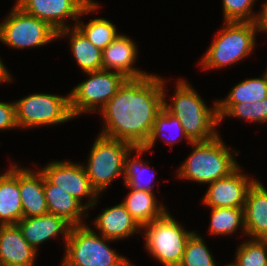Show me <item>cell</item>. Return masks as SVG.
<instances>
[{"label":"cell","mask_w":267,"mask_h":266,"mask_svg":"<svg viewBox=\"0 0 267 266\" xmlns=\"http://www.w3.org/2000/svg\"><path fill=\"white\" fill-rule=\"evenodd\" d=\"M136 152V154H134ZM147 151L143 147H134L125 157L123 184L135 190L154 192L155 172L148 162L141 159ZM131 154H134L133 158ZM153 171V172H151ZM149 172V173H148ZM148 174V175H147Z\"/></svg>","instance_id":"24"},{"label":"cell","mask_w":267,"mask_h":266,"mask_svg":"<svg viewBox=\"0 0 267 266\" xmlns=\"http://www.w3.org/2000/svg\"><path fill=\"white\" fill-rule=\"evenodd\" d=\"M0 23V42L14 49L37 48L58 40V32L48 23L13 5Z\"/></svg>","instance_id":"10"},{"label":"cell","mask_w":267,"mask_h":266,"mask_svg":"<svg viewBox=\"0 0 267 266\" xmlns=\"http://www.w3.org/2000/svg\"><path fill=\"white\" fill-rule=\"evenodd\" d=\"M44 191L48 212L64 218L72 226L84 225L88 209L71 194L51 184L44 177ZM87 211V212H86Z\"/></svg>","instance_id":"21"},{"label":"cell","mask_w":267,"mask_h":266,"mask_svg":"<svg viewBox=\"0 0 267 266\" xmlns=\"http://www.w3.org/2000/svg\"><path fill=\"white\" fill-rule=\"evenodd\" d=\"M235 254L232 266H267V240L246 239Z\"/></svg>","instance_id":"30"},{"label":"cell","mask_w":267,"mask_h":266,"mask_svg":"<svg viewBox=\"0 0 267 266\" xmlns=\"http://www.w3.org/2000/svg\"><path fill=\"white\" fill-rule=\"evenodd\" d=\"M13 81V77L9 71L8 68H6V65H4L1 57H0V84L2 83H10Z\"/></svg>","instance_id":"35"},{"label":"cell","mask_w":267,"mask_h":266,"mask_svg":"<svg viewBox=\"0 0 267 266\" xmlns=\"http://www.w3.org/2000/svg\"><path fill=\"white\" fill-rule=\"evenodd\" d=\"M167 80L163 77L164 103L163 107L173 116L180 119L186 136L192 141H208L219 135L217 127L220 124L217 101L212 108L207 106L200 94L188 84L187 80L179 78L174 87V95L167 102Z\"/></svg>","instance_id":"2"},{"label":"cell","mask_w":267,"mask_h":266,"mask_svg":"<svg viewBox=\"0 0 267 266\" xmlns=\"http://www.w3.org/2000/svg\"><path fill=\"white\" fill-rule=\"evenodd\" d=\"M263 74L266 76V78H267V67H266V69H265V71L263 72Z\"/></svg>","instance_id":"36"},{"label":"cell","mask_w":267,"mask_h":266,"mask_svg":"<svg viewBox=\"0 0 267 266\" xmlns=\"http://www.w3.org/2000/svg\"><path fill=\"white\" fill-rule=\"evenodd\" d=\"M163 103V77L127 79L99 111L104 123L99 134L143 147Z\"/></svg>","instance_id":"1"},{"label":"cell","mask_w":267,"mask_h":266,"mask_svg":"<svg viewBox=\"0 0 267 266\" xmlns=\"http://www.w3.org/2000/svg\"><path fill=\"white\" fill-rule=\"evenodd\" d=\"M18 128L14 100L11 102L0 101V131Z\"/></svg>","instance_id":"33"},{"label":"cell","mask_w":267,"mask_h":266,"mask_svg":"<svg viewBox=\"0 0 267 266\" xmlns=\"http://www.w3.org/2000/svg\"><path fill=\"white\" fill-rule=\"evenodd\" d=\"M93 222L96 232L98 230L100 235L113 241L128 239L134 234H142L140 231L142 227L122 202L113 207H105Z\"/></svg>","instance_id":"17"},{"label":"cell","mask_w":267,"mask_h":266,"mask_svg":"<svg viewBox=\"0 0 267 266\" xmlns=\"http://www.w3.org/2000/svg\"><path fill=\"white\" fill-rule=\"evenodd\" d=\"M124 186L130 190L122 203L141 227L161 218L169 211L167 206L162 204L161 201L160 204L158 203V198H156L154 192L135 190L127 187L125 184Z\"/></svg>","instance_id":"23"},{"label":"cell","mask_w":267,"mask_h":266,"mask_svg":"<svg viewBox=\"0 0 267 266\" xmlns=\"http://www.w3.org/2000/svg\"><path fill=\"white\" fill-rule=\"evenodd\" d=\"M8 168L0 174V225H17L24 217L19 190V163L13 162Z\"/></svg>","instance_id":"20"},{"label":"cell","mask_w":267,"mask_h":266,"mask_svg":"<svg viewBox=\"0 0 267 266\" xmlns=\"http://www.w3.org/2000/svg\"><path fill=\"white\" fill-rule=\"evenodd\" d=\"M199 64L200 69L215 70L238 64L256 48L255 22L224 21Z\"/></svg>","instance_id":"4"},{"label":"cell","mask_w":267,"mask_h":266,"mask_svg":"<svg viewBox=\"0 0 267 266\" xmlns=\"http://www.w3.org/2000/svg\"><path fill=\"white\" fill-rule=\"evenodd\" d=\"M40 171L51 184L71 194L88 210L97 206L100 195L91 185L83 163L54 160L47 163ZM84 198L86 200L88 198L86 203H83Z\"/></svg>","instance_id":"12"},{"label":"cell","mask_w":267,"mask_h":266,"mask_svg":"<svg viewBox=\"0 0 267 266\" xmlns=\"http://www.w3.org/2000/svg\"><path fill=\"white\" fill-rule=\"evenodd\" d=\"M37 170L19 166V190L24 217L48 214L44 191V175Z\"/></svg>","instance_id":"19"},{"label":"cell","mask_w":267,"mask_h":266,"mask_svg":"<svg viewBox=\"0 0 267 266\" xmlns=\"http://www.w3.org/2000/svg\"><path fill=\"white\" fill-rule=\"evenodd\" d=\"M211 209L209 234L213 236H229L239 229L243 236L246 235L244 225V208H209Z\"/></svg>","instance_id":"26"},{"label":"cell","mask_w":267,"mask_h":266,"mask_svg":"<svg viewBox=\"0 0 267 266\" xmlns=\"http://www.w3.org/2000/svg\"><path fill=\"white\" fill-rule=\"evenodd\" d=\"M190 145L193 150L177 168L176 178L205 185L229 176L240 166L233 156L240 151L229 148L220 134L211 140L191 142Z\"/></svg>","instance_id":"3"},{"label":"cell","mask_w":267,"mask_h":266,"mask_svg":"<svg viewBox=\"0 0 267 266\" xmlns=\"http://www.w3.org/2000/svg\"><path fill=\"white\" fill-rule=\"evenodd\" d=\"M75 26L95 47L102 51L118 36L117 26L111 20L102 17H96L88 23H83L79 17Z\"/></svg>","instance_id":"29"},{"label":"cell","mask_w":267,"mask_h":266,"mask_svg":"<svg viewBox=\"0 0 267 266\" xmlns=\"http://www.w3.org/2000/svg\"><path fill=\"white\" fill-rule=\"evenodd\" d=\"M114 242L95 232L87 224L72 226L64 244L60 266H134L108 243Z\"/></svg>","instance_id":"5"},{"label":"cell","mask_w":267,"mask_h":266,"mask_svg":"<svg viewBox=\"0 0 267 266\" xmlns=\"http://www.w3.org/2000/svg\"><path fill=\"white\" fill-rule=\"evenodd\" d=\"M137 46L130 36L118 34L102 51L103 69L119 72L128 79H137L150 74L134 66L139 57Z\"/></svg>","instance_id":"14"},{"label":"cell","mask_w":267,"mask_h":266,"mask_svg":"<svg viewBox=\"0 0 267 266\" xmlns=\"http://www.w3.org/2000/svg\"><path fill=\"white\" fill-rule=\"evenodd\" d=\"M256 0H222L224 21L254 22ZM255 12V13H254Z\"/></svg>","instance_id":"32"},{"label":"cell","mask_w":267,"mask_h":266,"mask_svg":"<svg viewBox=\"0 0 267 266\" xmlns=\"http://www.w3.org/2000/svg\"><path fill=\"white\" fill-rule=\"evenodd\" d=\"M174 132V136L169 137V133L167 132ZM168 135H167V134ZM166 134V135H165ZM162 139L165 144L170 145L173 147L176 145L177 142L181 140L187 141V143H191L192 141L186 136L183 126L181 125L180 119L178 117L173 116L170 114L164 107L161 109L160 113L156 116L155 122L153 124V128L148 138L147 142L143 146V148L150 152L152 148L155 146L157 139ZM172 137V138H171Z\"/></svg>","instance_id":"25"},{"label":"cell","mask_w":267,"mask_h":266,"mask_svg":"<svg viewBox=\"0 0 267 266\" xmlns=\"http://www.w3.org/2000/svg\"><path fill=\"white\" fill-rule=\"evenodd\" d=\"M244 225L245 237L267 240V188L258 179L253 181L246 195Z\"/></svg>","instance_id":"18"},{"label":"cell","mask_w":267,"mask_h":266,"mask_svg":"<svg viewBox=\"0 0 267 266\" xmlns=\"http://www.w3.org/2000/svg\"><path fill=\"white\" fill-rule=\"evenodd\" d=\"M241 168L239 166L229 176L208 184L202 204L208 208H244L248 189L255 178L243 173Z\"/></svg>","instance_id":"13"},{"label":"cell","mask_w":267,"mask_h":266,"mask_svg":"<svg viewBox=\"0 0 267 266\" xmlns=\"http://www.w3.org/2000/svg\"><path fill=\"white\" fill-rule=\"evenodd\" d=\"M217 108L220 122L231 117L249 123H267V97L254 103L217 104Z\"/></svg>","instance_id":"27"},{"label":"cell","mask_w":267,"mask_h":266,"mask_svg":"<svg viewBox=\"0 0 267 266\" xmlns=\"http://www.w3.org/2000/svg\"><path fill=\"white\" fill-rule=\"evenodd\" d=\"M63 37H69V48L80 70L88 73L103 69L102 50L95 47L76 26L59 31L58 38Z\"/></svg>","instance_id":"22"},{"label":"cell","mask_w":267,"mask_h":266,"mask_svg":"<svg viewBox=\"0 0 267 266\" xmlns=\"http://www.w3.org/2000/svg\"><path fill=\"white\" fill-rule=\"evenodd\" d=\"M256 30L259 33H266L267 32V0L263 2L262 9L257 11V16L255 19Z\"/></svg>","instance_id":"34"},{"label":"cell","mask_w":267,"mask_h":266,"mask_svg":"<svg viewBox=\"0 0 267 266\" xmlns=\"http://www.w3.org/2000/svg\"><path fill=\"white\" fill-rule=\"evenodd\" d=\"M88 79L69 92L70 109L74 118L99 112L128 79L115 71L101 69L85 73Z\"/></svg>","instance_id":"9"},{"label":"cell","mask_w":267,"mask_h":266,"mask_svg":"<svg viewBox=\"0 0 267 266\" xmlns=\"http://www.w3.org/2000/svg\"><path fill=\"white\" fill-rule=\"evenodd\" d=\"M38 253L18 225H0V266H34Z\"/></svg>","instance_id":"16"},{"label":"cell","mask_w":267,"mask_h":266,"mask_svg":"<svg viewBox=\"0 0 267 266\" xmlns=\"http://www.w3.org/2000/svg\"><path fill=\"white\" fill-rule=\"evenodd\" d=\"M133 148L128 142L98 134L83 166L99 195L106 192L116 178H124L125 157Z\"/></svg>","instance_id":"6"},{"label":"cell","mask_w":267,"mask_h":266,"mask_svg":"<svg viewBox=\"0 0 267 266\" xmlns=\"http://www.w3.org/2000/svg\"><path fill=\"white\" fill-rule=\"evenodd\" d=\"M199 232L194 231L187 240L179 266H218Z\"/></svg>","instance_id":"31"},{"label":"cell","mask_w":267,"mask_h":266,"mask_svg":"<svg viewBox=\"0 0 267 266\" xmlns=\"http://www.w3.org/2000/svg\"><path fill=\"white\" fill-rule=\"evenodd\" d=\"M18 129L60 125L75 119L67 96L33 93L14 101Z\"/></svg>","instance_id":"8"},{"label":"cell","mask_w":267,"mask_h":266,"mask_svg":"<svg viewBox=\"0 0 267 266\" xmlns=\"http://www.w3.org/2000/svg\"><path fill=\"white\" fill-rule=\"evenodd\" d=\"M267 97V78L263 74L261 77L245 79L237 83L228 96L224 99H217V104H237L245 102L262 101Z\"/></svg>","instance_id":"28"},{"label":"cell","mask_w":267,"mask_h":266,"mask_svg":"<svg viewBox=\"0 0 267 266\" xmlns=\"http://www.w3.org/2000/svg\"><path fill=\"white\" fill-rule=\"evenodd\" d=\"M141 235L145 241V248L153 259L162 266H179L181 264L185 246L190 235L195 231L184 228L170 214L166 212L161 218L142 226ZM144 233V234H143Z\"/></svg>","instance_id":"7"},{"label":"cell","mask_w":267,"mask_h":266,"mask_svg":"<svg viewBox=\"0 0 267 266\" xmlns=\"http://www.w3.org/2000/svg\"><path fill=\"white\" fill-rule=\"evenodd\" d=\"M23 237L29 245L38 252L39 246L51 238H57L61 234V238L66 244L68 235L72 225L64 218L54 215L45 214L37 217H23L18 223Z\"/></svg>","instance_id":"15"},{"label":"cell","mask_w":267,"mask_h":266,"mask_svg":"<svg viewBox=\"0 0 267 266\" xmlns=\"http://www.w3.org/2000/svg\"><path fill=\"white\" fill-rule=\"evenodd\" d=\"M14 4L27 14L48 23L57 32L74 27L79 17L92 14L101 7L96 0H16ZM69 19L75 22L72 26Z\"/></svg>","instance_id":"11"}]
</instances>
